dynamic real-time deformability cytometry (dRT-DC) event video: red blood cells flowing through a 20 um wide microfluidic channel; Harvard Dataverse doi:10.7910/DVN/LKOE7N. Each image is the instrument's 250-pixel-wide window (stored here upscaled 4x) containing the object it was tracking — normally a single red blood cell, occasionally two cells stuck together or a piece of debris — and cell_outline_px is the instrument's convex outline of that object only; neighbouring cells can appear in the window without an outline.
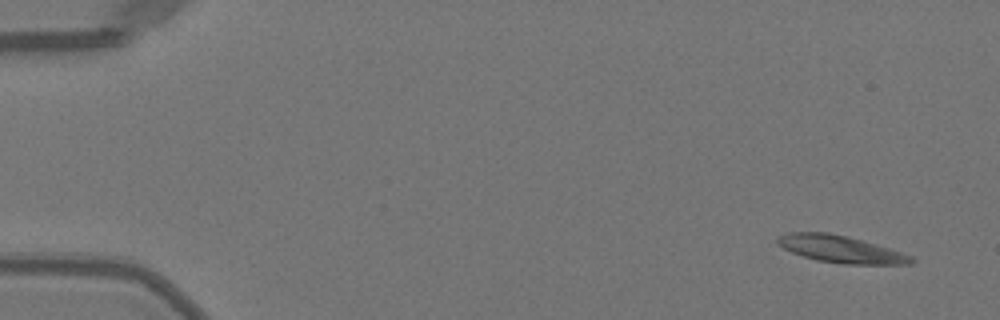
{"species": "Egyptian fruit bat (a non-hibernating species)", "species_latin": "Rousettus aegyptiacus", "temperature_condition": "warm", "stored_images_in_passage": 49, "camera_frame_rate_fps": 3000, "um_per_image_px": 0.085, "animal": {"sex": "female"}, "frame": {"image": 1, "passage_image": 1, "time_ms": 0.0, "image_size_px": [1000, 320], "cell_outline_px": [[916, 260], [912, 264], [844, 264], [816, 260], [792, 252], [776, 244], [776, 236], [788, 232], [828, 232], [876, 244], [912, 256]], "centroid_in_image_um": [71.42, 21.18], "position_along_channel_um": 13.6, "area_um2": 20.98}}
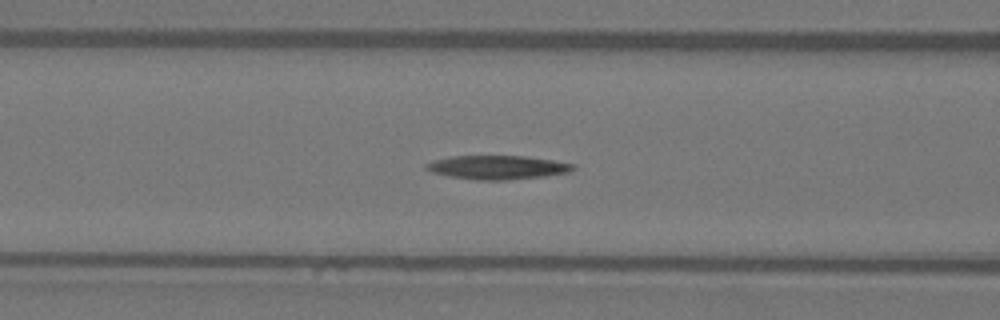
{"frame": {"image": 2, "passage_image": 19, "time_ms": 6.0, "image_size_px": [1000, 320], "cell_outline_px": [[576, 168], [572, 172], [544, 176], [508, 180], [476, 180], [452, 176], [432, 172], [424, 168], [424, 164], [432, 160], [448, 156], [528, 156], [576, 164]], "centroid_in_image_um": [42.31, 14.22], "position_along_channel_um": 124.3, "area_um2": 20.58}}
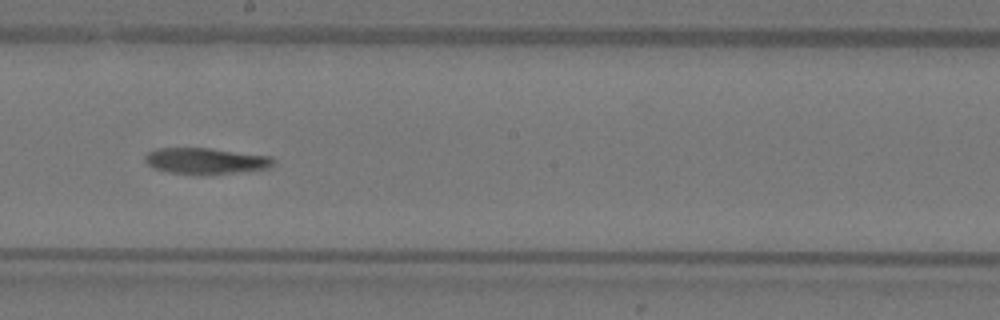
{"frame": {"image": 3, "passage_image": 27, "time_ms": 8.667, "image_size_px": [1000, 320], "cell_outline_px": [[276, 164], [272, 168], [236, 172], [168, 172], [156, 168], [148, 164], [144, 160], [144, 156], [148, 152], [156, 148], [212, 148], [272, 156], [276, 160]], "centroid_in_image_um": [17.57, 13.63], "position_along_channel_um": 230.6, "area_um2": 19.07}}